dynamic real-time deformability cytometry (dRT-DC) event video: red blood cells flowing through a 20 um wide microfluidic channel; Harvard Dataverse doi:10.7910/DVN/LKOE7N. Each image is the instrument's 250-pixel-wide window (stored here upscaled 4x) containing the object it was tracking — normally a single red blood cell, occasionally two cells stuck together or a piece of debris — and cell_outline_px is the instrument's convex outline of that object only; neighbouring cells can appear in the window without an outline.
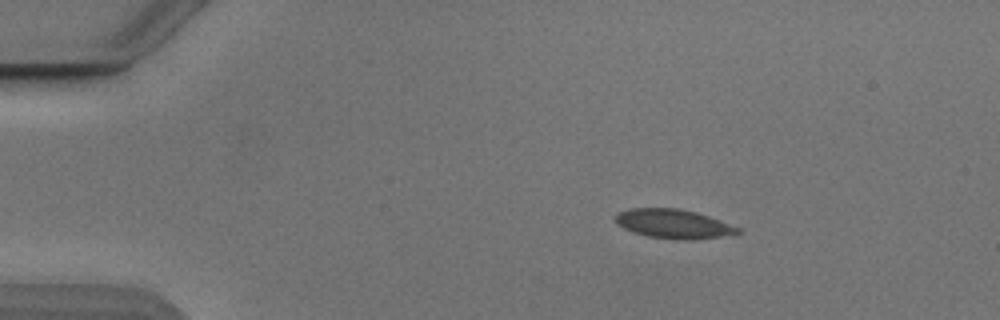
{"species": "Egyptian fruit bat (a non-hibernating species)", "species_latin": "Rousettus aegyptiacus", "temperature_condition": "cold", "stored_images_in_passage": 13, "camera_frame_rate_fps": 3000, "um_per_image_px": 0.085, "animal": {"sex": "male"}, "frame": {"image": 1, "passage_image": 9, "time_ms": 2.667, "image_size_px": [1000, 320], "cell_outline_px": [[740, 232], [736, 236], [692, 240], [684, 240], [648, 236], [624, 228], [616, 224], [616, 216], [620, 212], [632, 208], [680, 208], [696, 212], [708, 216], [740, 228]], "centroid_in_image_um": [57.33, 19.04], "position_along_channel_um": 27.7, "area_um2": 20.81}}